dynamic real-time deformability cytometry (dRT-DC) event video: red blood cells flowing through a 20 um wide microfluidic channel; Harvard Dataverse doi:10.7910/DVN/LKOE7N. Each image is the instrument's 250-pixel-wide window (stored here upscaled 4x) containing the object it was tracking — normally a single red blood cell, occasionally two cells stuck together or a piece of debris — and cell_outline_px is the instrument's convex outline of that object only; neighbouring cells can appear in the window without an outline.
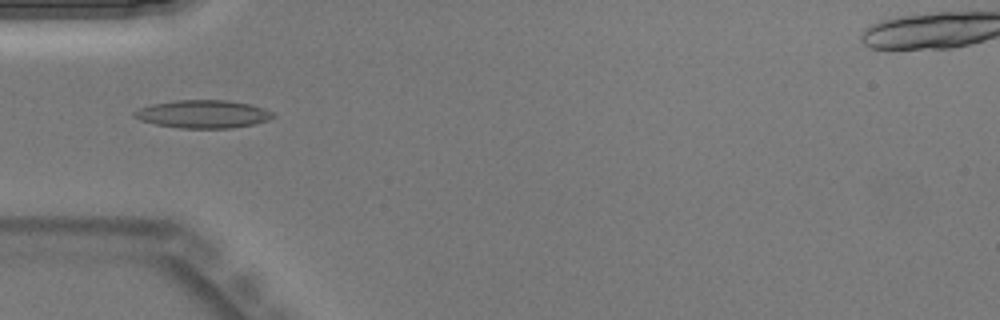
{"species": "Egyptian fruit bat (a non-hibernating species)", "species_latin": "Rousettus aegyptiacus", "temperature_condition": "warm", "stored_images_in_passage": 12, "camera_frame_rate_fps": 3000, "um_per_image_px": 0.085, "animal": {"sex": "male"}, "frame": {"image": 1, "passage_image": 1, "time_ms": 0.0, "image_size_px": [1000, 320], "cell_outline_px": [[276, 116], [268, 120], [252, 124], [232, 128], [180, 128], [156, 124], [140, 120], [132, 116], [132, 112], [140, 108], [152, 104], [176, 100], [228, 100], [248, 104], [264, 108], [272, 112]], "centroid_in_image_um": [17.24, 9.69], "position_along_channel_um": 67.8, "area_um2": 22.54}}
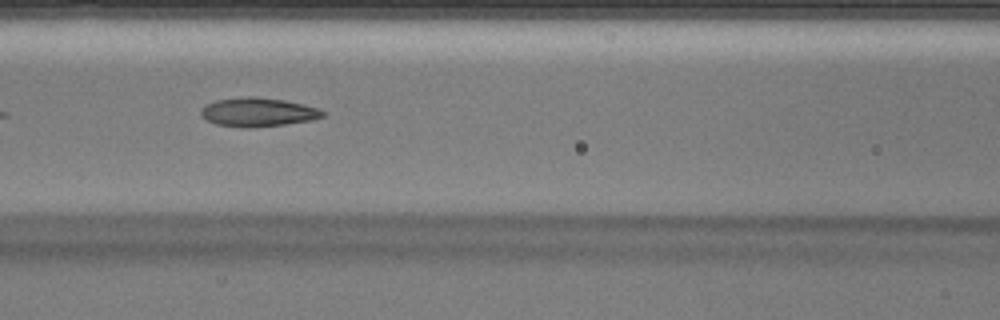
{"frame": {"image": 2, "passage_image": 6, "time_ms": 1.667, "image_size_px": [1000, 320], "cell_outline_px": [[324, 116], [312, 120], [284, 124], [248, 128], [216, 124], [200, 116], [200, 108], [216, 100], [248, 96], [256, 96], [284, 100], [304, 104], [316, 108], [324, 112]], "centroid_in_image_um": [21.9, 9.52], "position_along_channel_um": 144.7, "area_um2": 20.35}}